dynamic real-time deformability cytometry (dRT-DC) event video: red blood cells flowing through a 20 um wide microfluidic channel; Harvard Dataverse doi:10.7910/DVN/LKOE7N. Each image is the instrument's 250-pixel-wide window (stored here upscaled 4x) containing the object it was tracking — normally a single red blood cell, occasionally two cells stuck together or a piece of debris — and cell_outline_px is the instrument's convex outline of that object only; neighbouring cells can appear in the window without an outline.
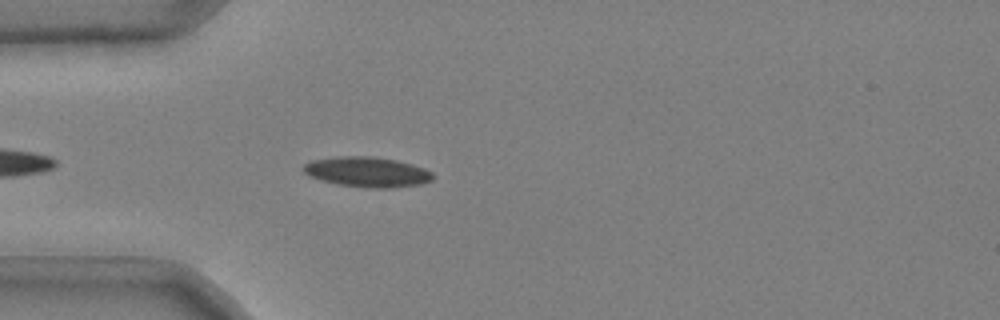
{"species": "common noctule bat (a hibernating species)", "species_latin": "Nyctalus noctula", "temperature_condition": "cold", "stored_images_in_passage": 28, "camera_frame_rate_fps": 3000, "um_per_image_px": 0.085, "animal": {"sex": "male", "body_mass_g": 20.4}, "frame": {"image": 1, "passage_image": 4, "time_ms": 1.0, "image_size_px": [1000, 320], "cell_outline_px": [[432, 180], [420, 184], [392, 188], [364, 188], [336, 184], [320, 180], [308, 176], [304, 172], [304, 164], [312, 160], [336, 156], [372, 156], [396, 160], [412, 164], [424, 168], [432, 172]], "centroid_in_image_um": [31.19, 14.62], "position_along_channel_um": 53.8, "area_um2": 22.89}}
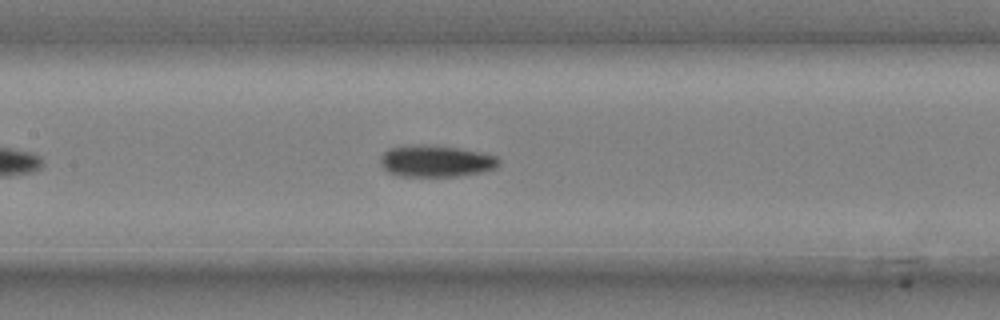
{"frame": {"image": 2, "passage_image": 14, "time_ms": 4.333, "image_size_px": [1000, 320], "cell_outline_px": [[500, 164], [496, 168], [480, 172], [456, 176], [400, 176], [388, 172], [380, 164], [380, 156], [388, 148], [412, 144], [456, 148], [480, 152], [496, 156], [500, 160]], "centroid_in_image_um": [37.02, 13.7], "position_along_channel_um": 170.4, "area_um2": 21.73}}
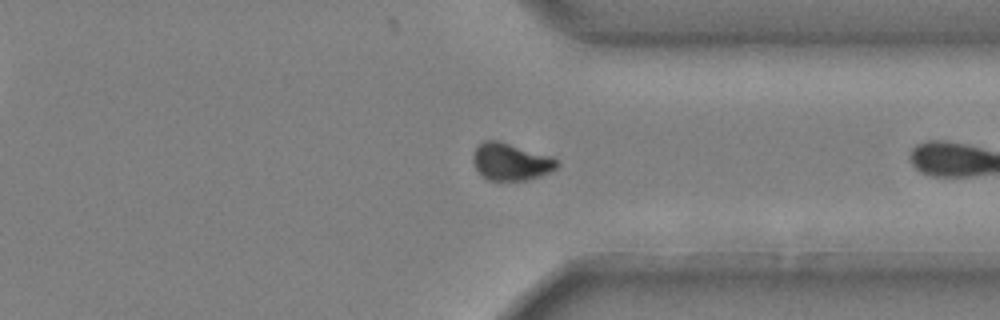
{"frame": {"image": 3, "passage_image": 27, "time_ms": 8.667, "image_size_px": [1000, 320], "cell_outline_px": [[560, 164], [552, 172], [528, 180], [488, 180], [476, 168], [472, 160], [472, 152], [484, 140], [500, 140], [552, 156]], "centroid_in_image_um": [43.44, 13.73], "position_along_channel_um": 368.0, "area_um2": 18.38}}